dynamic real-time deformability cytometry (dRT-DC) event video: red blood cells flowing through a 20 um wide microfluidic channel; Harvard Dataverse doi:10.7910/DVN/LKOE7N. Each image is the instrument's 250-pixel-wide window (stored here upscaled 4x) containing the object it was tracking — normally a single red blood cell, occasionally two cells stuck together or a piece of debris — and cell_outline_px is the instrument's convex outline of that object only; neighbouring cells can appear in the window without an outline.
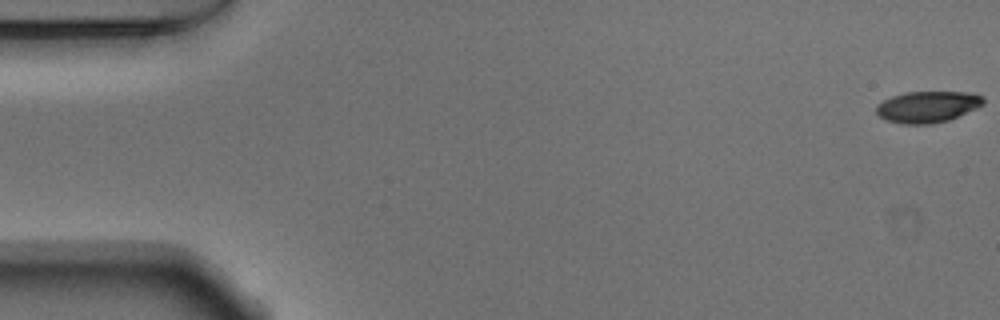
{"species": "Egyptian fruit bat (a non-hibernating species)", "species_latin": "Rousettus aegyptiacus", "temperature_condition": "warm", "stored_images_in_passage": 10, "camera_frame_rate_fps": 3000, "um_per_image_px": 0.085, "animal": {"sex": "male"}, "frame": {"image": 1, "passage_image": 1, "time_ms": 0.0, "image_size_px": [1000, 320], "cell_outline_px": [[984, 104], [976, 108], [948, 120], [932, 124], [900, 124], [888, 120], [880, 116], [876, 112], [876, 104], [892, 96], [904, 92], [976, 92], [984, 96]], "centroid_in_image_um": [78.86, 9.06], "position_along_channel_um": 6.1, "area_um2": 19.65}}